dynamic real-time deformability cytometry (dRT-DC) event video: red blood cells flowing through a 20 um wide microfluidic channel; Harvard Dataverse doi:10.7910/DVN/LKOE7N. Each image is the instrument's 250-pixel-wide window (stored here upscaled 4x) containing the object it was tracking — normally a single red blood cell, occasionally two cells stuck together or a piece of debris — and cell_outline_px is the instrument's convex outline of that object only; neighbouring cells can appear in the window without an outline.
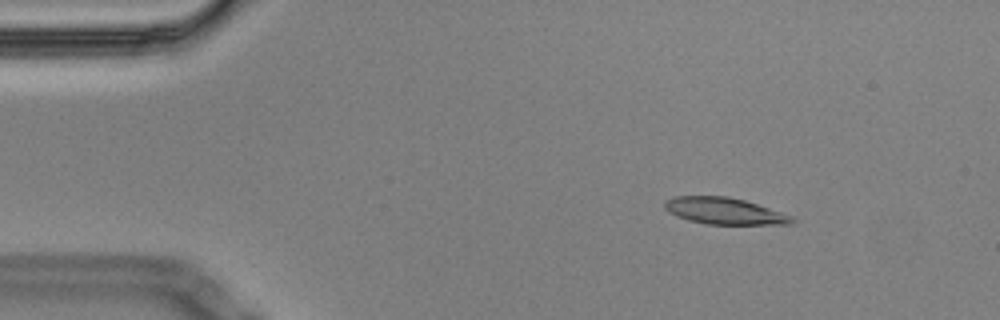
{"species": "Egyptian fruit bat (a non-hibernating species)", "species_latin": "Rousettus aegyptiacus", "temperature_condition": "cold", "stored_images_in_passage": 57, "camera_frame_rate_fps": 3000, "um_per_image_px": 0.085, "animal": {"sex": "male"}, "frame": {"image": 1, "passage_image": 8, "time_ms": 2.333, "image_size_px": [1000, 320], "cell_outline_px": [[792, 220], [788, 224], [708, 224], [688, 220], [664, 208], [664, 204], [668, 200], [676, 196], [728, 196], [744, 200], [792, 216]], "centroid_in_image_um": [61.55, 17.93], "position_along_channel_um": 23.4, "area_um2": 19.13}}
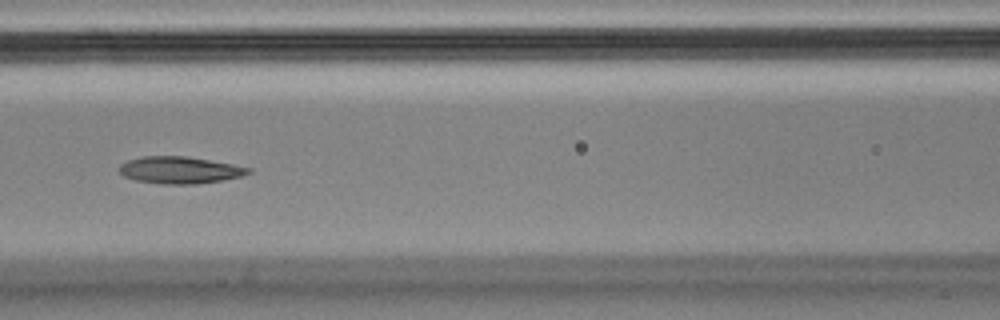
{"frame": {"image": 2, "passage_image": 25, "time_ms": 8.0, "image_size_px": [1000, 320], "cell_outline_px": [[252, 172], [240, 176], [220, 180], [196, 184], [164, 184], [136, 180], [124, 176], [120, 172], [120, 164], [128, 160], [140, 156], [184, 156], [232, 164], [252, 168]], "centroid_in_image_um": [15.27, 14.45], "position_along_channel_um": 151.3, "area_um2": 20.06}}
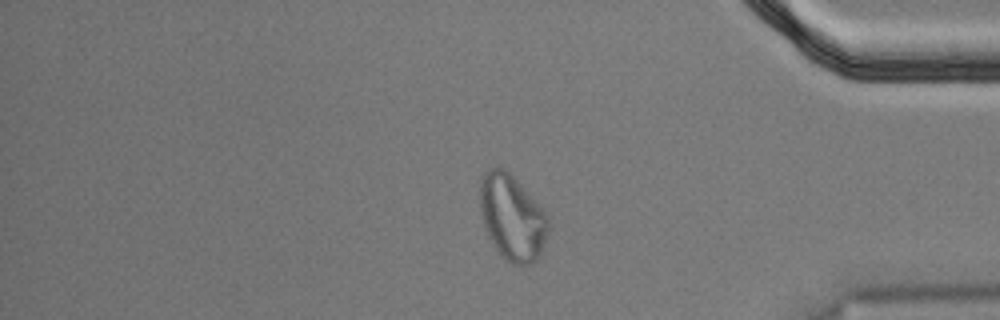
{"frame": {"image": 3, "passage_image": 48, "time_ms": 15.667, "image_size_px": [1000, 320], "cell_outline_px": [[552, 224], [540, 252], [536, 260], [528, 264], [512, 264], [500, 256], [488, 236], [484, 224], [480, 208], [480, 176], [484, 168], [496, 164], [504, 168], [516, 180], [548, 216]], "centroid_in_image_um": [43.5, 18.44], "position_along_channel_um": 391.7, "area_um2": 34.28}, "authors_computed_cell_mechanics": {"area_um2": 20.1722, "velocity_mm_per_s": 3.4585, "shape_relaxation_time_tau1_ms": null, "shape_relaxation_time_tau2_ms": 3.7255, "deformation_change_tau1": null, "deformation_change_tau2": 0.1056}}